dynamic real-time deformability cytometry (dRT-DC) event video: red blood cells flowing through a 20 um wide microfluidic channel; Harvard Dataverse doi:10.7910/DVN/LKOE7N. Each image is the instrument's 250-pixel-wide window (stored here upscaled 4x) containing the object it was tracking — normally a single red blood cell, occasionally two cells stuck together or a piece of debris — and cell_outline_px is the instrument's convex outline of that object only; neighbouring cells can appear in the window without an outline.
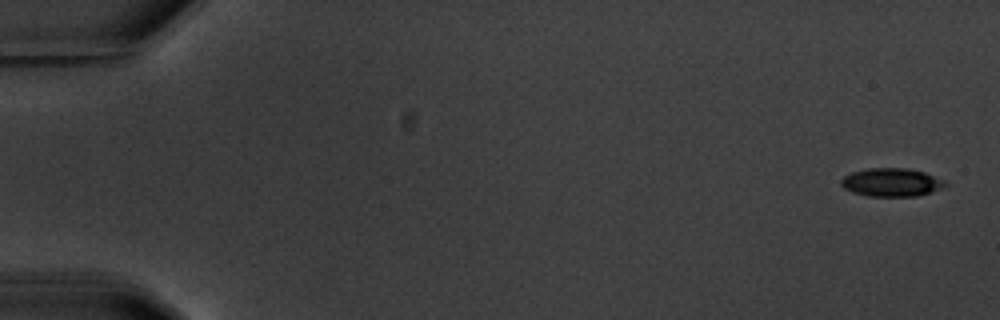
{"species": "common noctule bat (a hibernating species)", "species_latin": "Nyctalus noctula", "temperature_condition": "warm", "stored_images_in_passage": 7, "camera_frame_rate_fps": 3000, "um_per_image_px": 0.085, "animal": {"sex": "male", "body_mass_g": 20.1, "forearm_length_mm": 53.5}, "frame": {"image": 1, "passage_image": 1, "time_ms": 0.0, "image_size_px": [1000, 320], "cell_outline_px": [[948, 184], [940, 188], [916, 196], [868, 196], [852, 192], [844, 188], [840, 184], [840, 180], [844, 176], [852, 172], [868, 168], [908, 168], [924, 172], [944, 180]], "centroid_in_image_um": [75.74, 15.49], "position_along_channel_um": 9.3, "area_um2": 17.05}}
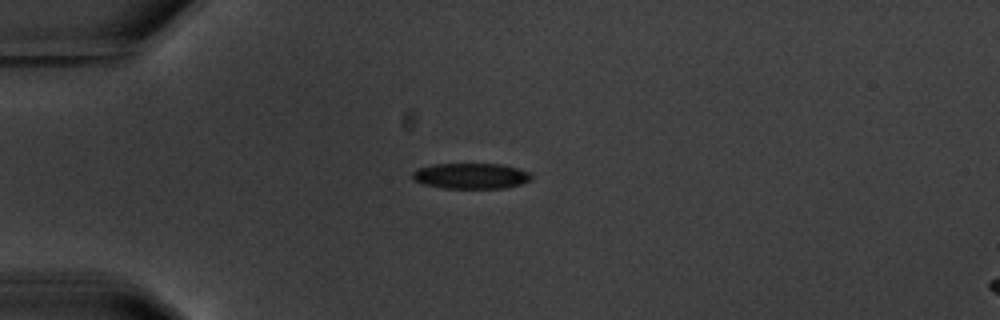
{"frame": {"image": 2, "passage_image": 4, "time_ms": 4.667, "image_size_px": [1000, 320], "cell_outline_px": [[532, 180], [520, 184], [504, 188], [444, 188], [424, 184], [416, 180], [412, 176], [412, 172], [416, 168], [436, 164], [500, 164], [516, 168], [528, 172], [532, 176]], "centroid_in_image_um": [40.03, 14.95], "position_along_channel_um": 45.0, "area_um2": 17.63}}